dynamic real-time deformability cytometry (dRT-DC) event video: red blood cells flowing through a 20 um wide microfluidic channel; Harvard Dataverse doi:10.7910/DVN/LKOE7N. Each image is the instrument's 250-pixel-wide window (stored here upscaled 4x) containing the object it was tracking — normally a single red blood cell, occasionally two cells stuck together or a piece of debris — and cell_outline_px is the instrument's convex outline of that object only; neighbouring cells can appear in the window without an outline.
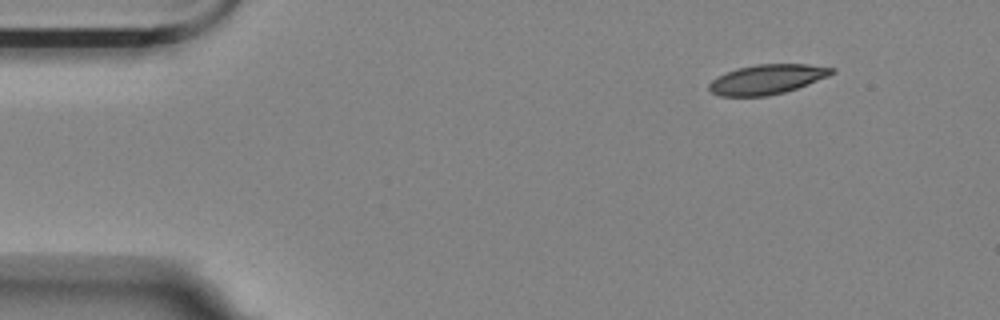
{"species": "Egyptian fruit bat (a non-hibernating species)", "species_latin": "Rousettus aegyptiacus", "temperature_condition": "room temperature", "stored_images_in_passage": 5, "camera_frame_rate_fps": 3000, "um_per_image_px": 0.085, "animal": {"sex": "female"}, "frame": {"image": 1, "passage_image": 5, "time_ms": 1.333, "image_size_px": [1000, 320], "cell_outline_px": [[836, 72], [828, 76], [796, 88], [784, 92], [764, 96], [720, 96], [712, 92], [708, 88], [708, 84], [712, 80], [736, 68], [756, 64], [808, 64], [836, 68]], "centroid_in_image_um": [65.21, 6.73], "position_along_channel_um": 19.8, "area_um2": 21.04}}